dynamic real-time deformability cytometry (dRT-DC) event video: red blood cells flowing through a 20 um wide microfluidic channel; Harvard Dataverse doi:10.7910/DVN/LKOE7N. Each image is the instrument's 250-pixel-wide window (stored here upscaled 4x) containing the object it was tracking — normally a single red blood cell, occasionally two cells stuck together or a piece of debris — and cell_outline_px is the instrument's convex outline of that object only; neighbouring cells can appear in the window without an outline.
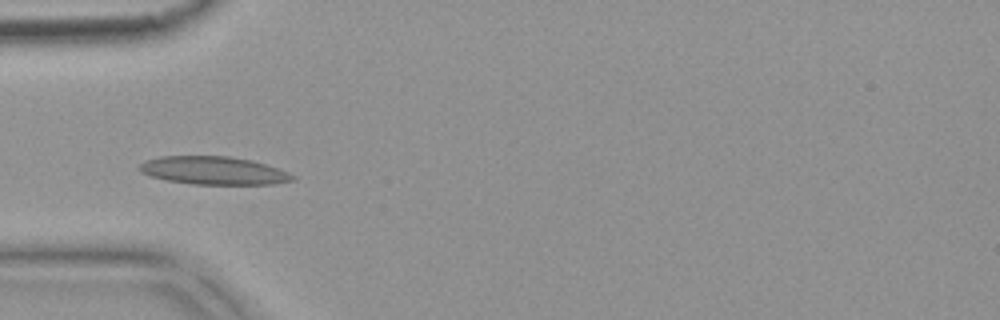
{"species": "common noctule bat (a hibernating species)", "species_latin": "Nyctalus noctula", "temperature_condition": "warm", "stored_images_in_passage": 7, "camera_frame_rate_fps": 3000, "um_per_image_px": 0.085, "animal": {"sex": "female", "body_mass_g": 18.4}, "frame": {"image": 1, "passage_image": 4, "time_ms": 1.0, "image_size_px": [1000, 320], "cell_outline_px": [[296, 180], [272, 184], [192, 184], [168, 180], [152, 176], [140, 172], [136, 168], [144, 160], [160, 156], [228, 156], [252, 160], [288, 172], [296, 176]], "centroid_in_image_um": [18.13, 14.49], "position_along_channel_um": 66.9, "area_um2": 25.03}}
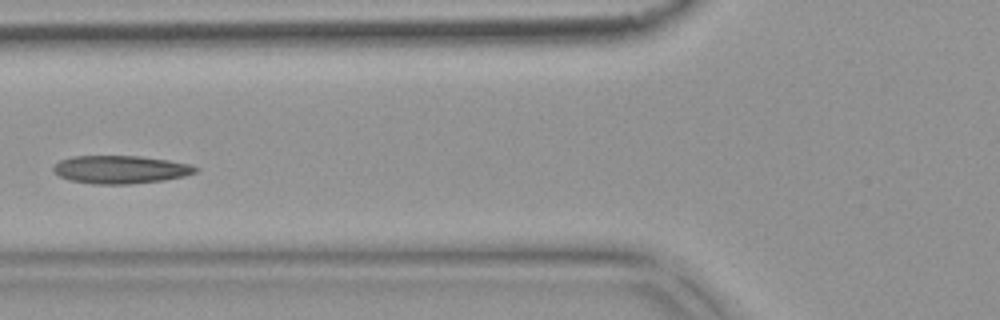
{"frame": {"image": 2, "passage_image": 5, "time_ms": 1.333, "image_size_px": [1000, 320], "cell_outline_px": [[200, 168], [196, 172], [184, 176], [164, 180], [128, 184], [92, 184], [68, 180], [52, 172], [52, 168], [60, 160], [72, 156], [140, 156], [168, 160], [192, 164]], "centroid_in_image_um": [10.24, 14.41], "position_along_channel_um": 115.6, "area_um2": 23.35}}